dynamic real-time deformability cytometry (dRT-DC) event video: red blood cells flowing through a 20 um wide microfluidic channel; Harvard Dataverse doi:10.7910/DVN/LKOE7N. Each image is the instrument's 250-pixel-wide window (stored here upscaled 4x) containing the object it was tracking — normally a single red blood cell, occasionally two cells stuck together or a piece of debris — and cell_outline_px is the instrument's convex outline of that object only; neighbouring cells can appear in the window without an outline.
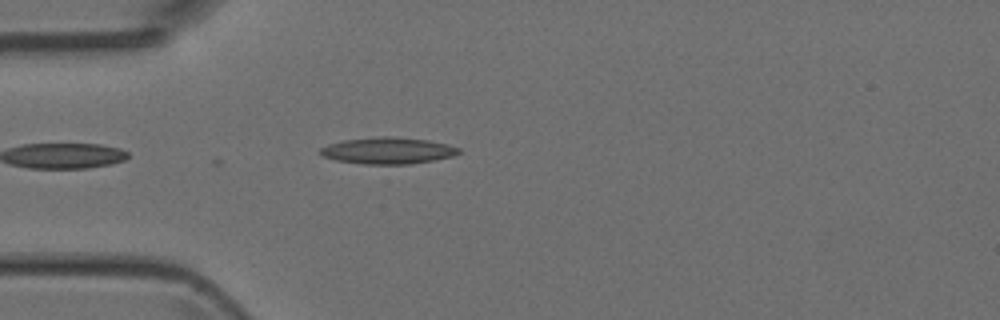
{"species": "Egyptian fruit bat (a non-hibernating species)", "species_latin": "Rousettus aegyptiacus", "temperature_condition": "room temperature", "stored_images_in_passage": 2, "camera_frame_rate_fps": 3000, "um_per_image_px": 0.085, "animal": {"sex": "female"}, "frame": {"image": 1, "passage_image": 2, "time_ms": 1.333, "image_size_px": [1000, 320], "cell_outline_px": [[460, 152], [452, 156], [432, 160], [408, 164], [364, 164], [336, 160], [324, 156], [320, 152], [320, 148], [328, 144], [344, 140], [380, 136], [388, 136], [428, 140], [448, 144], [460, 148]], "centroid_in_image_um": [32.97, 12.8], "position_along_channel_um": 52.0, "area_um2": 21.21}}